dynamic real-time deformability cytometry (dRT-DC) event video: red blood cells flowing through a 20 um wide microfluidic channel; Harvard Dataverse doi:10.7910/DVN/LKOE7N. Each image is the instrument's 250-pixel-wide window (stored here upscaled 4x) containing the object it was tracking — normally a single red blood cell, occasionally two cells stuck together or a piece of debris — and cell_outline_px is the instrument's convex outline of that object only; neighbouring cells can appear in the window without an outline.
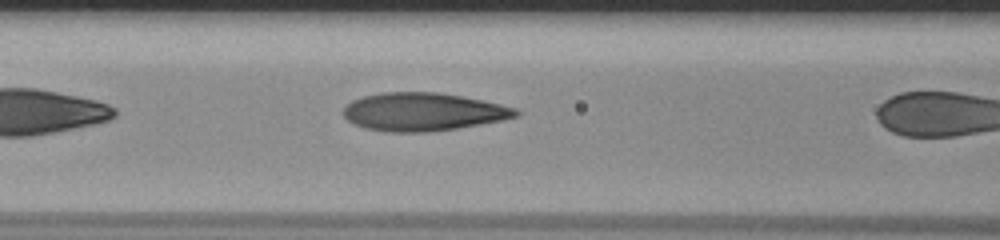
{"species": "human", "species_latin": "Homo sapiens", "temperature_condition": "room temperature", "stored_images_in_passage": 10, "camera_frame_rate_fps": 3000, "um_per_image_px": 0.085, "donor": {"sex": "male"}, "frame": {"image": 1, "passage_image": 6, "time_ms": 1.667, "image_size_px": [1000, 240], "cell_outline_px": [[520, 116], [480, 124], [456, 128], [428, 132], [384, 132], [364, 128], [348, 120], [344, 116], [344, 108], [352, 100], [364, 96], [380, 92], [436, 92], [460, 96], [500, 104], [516, 108], [520, 112]], "centroid_in_image_um": [35.95, 9.51], "position_along_channel_um": 130.7, "area_um2": 38.09}}
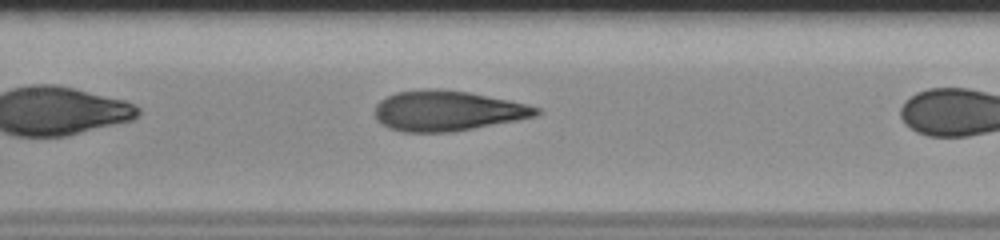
{"frame": {"image": 2, "passage_image": 9, "time_ms": 2.667, "image_size_px": [1000, 240], "cell_outline_px": [[540, 112], [536, 116], [516, 120], [452, 132], [404, 132], [388, 128], [376, 120], [376, 104], [380, 100], [396, 92], [428, 88], [440, 88], [468, 92], [528, 104], [540, 108]], "centroid_in_image_um": [38.01, 9.41], "position_along_channel_um": 169.4, "area_um2": 37.8}}